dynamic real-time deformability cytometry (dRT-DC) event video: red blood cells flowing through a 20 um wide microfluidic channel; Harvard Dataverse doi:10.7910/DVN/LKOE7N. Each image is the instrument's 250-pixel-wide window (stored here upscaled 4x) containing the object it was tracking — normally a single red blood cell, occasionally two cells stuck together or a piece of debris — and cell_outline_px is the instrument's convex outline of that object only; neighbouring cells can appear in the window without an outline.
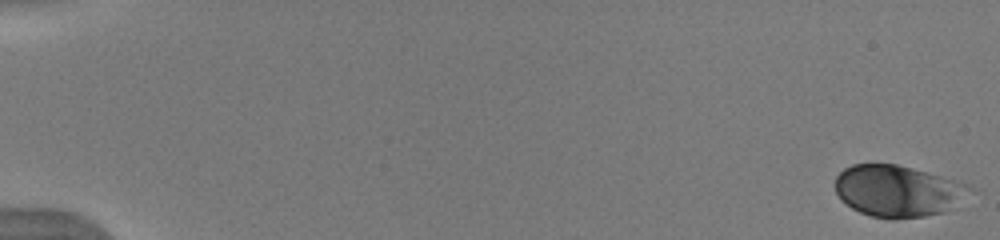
{"species": "human", "species_latin": "Homo sapiens", "temperature_condition": "warm", "stored_images_in_passage": 53, "camera_frame_rate_fps": 3000, "um_per_image_px": 0.085, "donor": {"sex": "male"}, "frame": {"image": 1, "passage_image": 1, "time_ms": 0.0, "image_size_px": [1000, 240], "cell_outline_px": [[976, 192], [944, 212], [924, 216], [896, 220], [888, 220], [872, 216], [860, 212], [852, 208], [840, 200], [836, 192], [836, 176], [844, 168], [852, 164], [896, 164], [912, 168], [968, 184]], "centroid_in_image_um": [76.33, 16.25], "position_along_channel_um": 8.7, "area_um2": 40.75}}
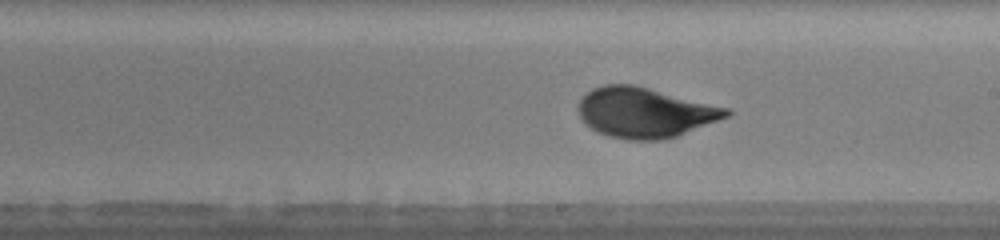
{"frame": {"image": 2, "passage_image": 32, "time_ms": 10.333, "image_size_px": [1000, 240], "cell_outline_px": [[732, 112], [728, 116], [676, 136], [664, 140], [628, 140], [608, 136], [592, 128], [580, 116], [576, 108], [580, 100], [592, 88], [604, 84], [636, 84], [732, 108]], "centroid_in_image_um": [54.84, 9.54], "position_along_channel_um": 234.2, "area_um2": 43.41}}
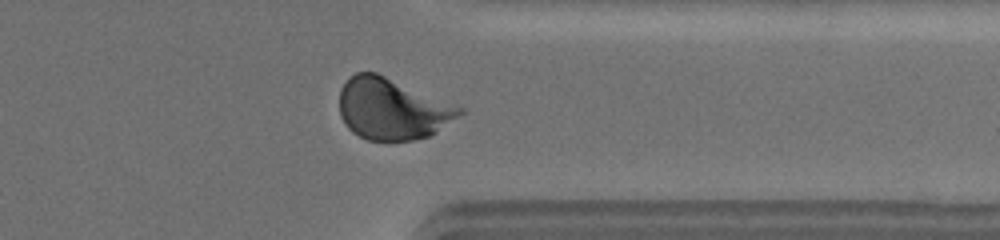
{"frame": {"image": 3, "passage_image": 43, "time_ms": 14.0, "image_size_px": [1000, 240], "cell_outline_px": [[464, 112], [436, 132], [428, 136], [412, 140], [368, 140], [352, 132], [344, 124], [340, 116], [340, 88], [356, 72], [376, 72], [456, 104], [464, 108]], "centroid_in_image_um": [33.33, 9.25], "position_along_channel_um": 378.1, "area_um2": 42.83}, "authors_computed_cell_mechanics": {"area_um2": 42.3096, "velocity_mm_per_s": 3.9437, "shape_relaxation_time_tau1_ms": 2.7429, "shape_relaxation_time_tau2_ms": null, "deformation_change_tau1": 0.1139, "deformation_change_tau2": null}}